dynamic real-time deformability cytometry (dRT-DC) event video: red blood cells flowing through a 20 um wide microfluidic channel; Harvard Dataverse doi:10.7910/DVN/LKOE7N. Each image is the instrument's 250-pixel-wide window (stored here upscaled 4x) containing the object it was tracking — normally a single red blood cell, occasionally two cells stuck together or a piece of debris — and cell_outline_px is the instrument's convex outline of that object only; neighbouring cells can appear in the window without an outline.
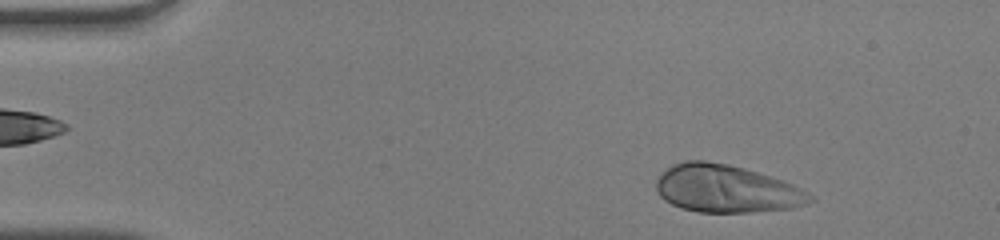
{"species": "human", "species_latin": "Homo sapiens", "temperature_condition": "warm", "stored_images_in_passage": 41, "camera_frame_rate_fps": 3000, "um_per_image_px": 0.085, "donor": {"sex": "male"}, "frame": {"image": 1, "passage_image": 4, "time_ms": 1.0, "image_size_px": [1000, 240], "cell_outline_px": [[816, 200], [792, 208], [752, 212], [700, 212], [684, 208], [672, 204], [664, 200], [656, 192], [656, 180], [672, 164], [684, 160], [704, 160], [728, 164], [744, 168], [784, 180], [808, 192]], "centroid_in_image_um": [61.74, 16.04], "position_along_channel_um": 23.3, "area_um2": 42.66}}
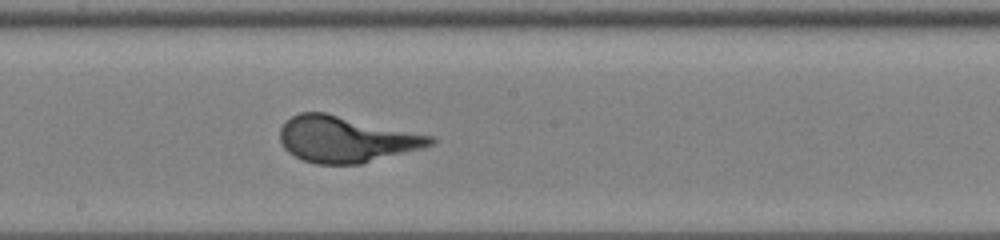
{"frame": {"image": 2, "passage_image": 25, "time_ms": 8.0, "image_size_px": [1000, 240], "cell_outline_px": [[436, 140], [432, 144], [420, 148], [360, 164], [316, 164], [304, 160], [288, 152], [284, 148], [280, 140], [280, 128], [292, 116], [300, 112], [324, 112], [436, 136]], "centroid_in_image_um": [29.41, 11.83], "position_along_channel_um": 218.8, "area_um2": 40.17}}
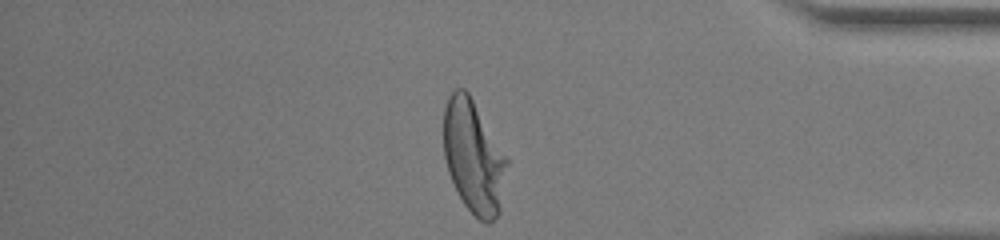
{"frame": {"image": 3, "passage_image": 40, "time_ms": 13.0, "image_size_px": [1000, 240], "cell_outline_px": [[508, 164], [500, 212], [488, 224], [480, 220], [464, 204], [448, 172], [444, 156], [444, 108], [448, 96], [456, 88], [464, 88], [468, 92], [508, 160]], "centroid_in_image_um": [40.25, 13.33], "position_along_channel_um": 394.9, "area_um2": 41.21}}